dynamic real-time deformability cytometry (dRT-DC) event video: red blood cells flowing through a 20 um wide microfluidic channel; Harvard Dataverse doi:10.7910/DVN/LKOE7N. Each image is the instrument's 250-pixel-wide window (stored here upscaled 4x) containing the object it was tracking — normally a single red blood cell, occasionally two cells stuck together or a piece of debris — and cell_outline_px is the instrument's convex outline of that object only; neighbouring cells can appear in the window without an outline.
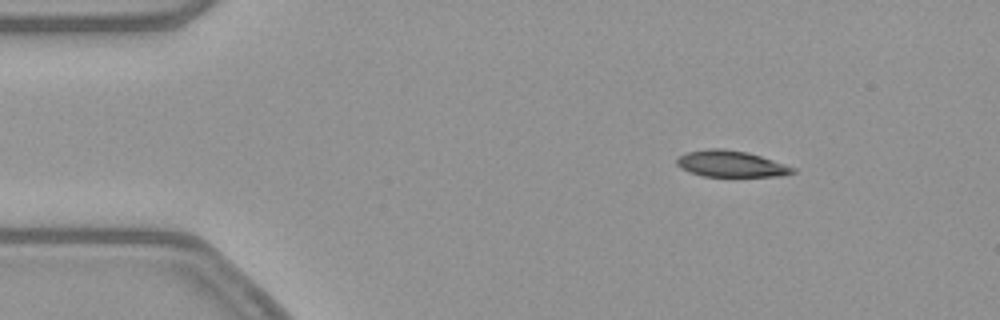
{"species": "common noctule bat (a hibernating species)", "species_latin": "Nyctalus noctula", "temperature_condition": "warm", "stored_images_in_passage": 52, "camera_frame_rate_fps": 3000, "um_per_image_px": 0.085, "animal": {"sex": "female", "body_mass_g": 21.9}, "frame": {"image": 1, "passage_image": 7, "time_ms": 2.0, "image_size_px": [1000, 320], "cell_outline_px": [[796, 172], [780, 176], [704, 176], [680, 168], [676, 164], [676, 160], [680, 156], [688, 152], [708, 148], [724, 148], [748, 152], [796, 168]], "centroid_in_image_um": [62.13, 13.92], "position_along_channel_um": 22.9, "area_um2": 17.63}}
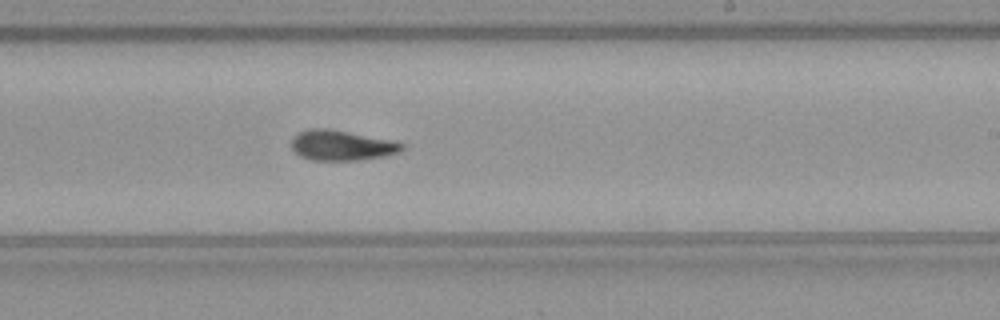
{"frame": {"image": 2, "passage_image": 31, "time_ms": 10.0, "image_size_px": [1000, 320], "cell_outline_px": [[404, 148], [400, 152], [384, 156], [360, 160], [308, 160], [300, 156], [292, 148], [292, 136], [308, 128], [328, 128], [392, 140], [404, 144]], "centroid_in_image_um": [29.03, 12.35], "position_along_channel_um": 260.0, "area_um2": 19.54}}
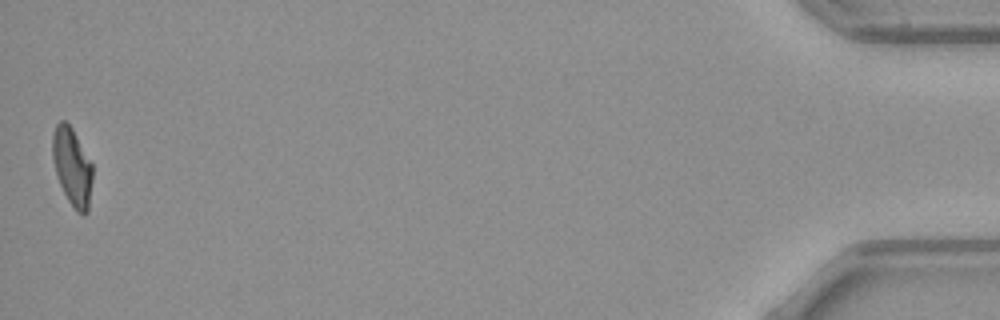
{"frame": {"image": 3, "passage_image": 52, "time_ms": 17.0, "image_size_px": [1000, 320], "cell_outline_px": [[92, 180], [88, 212], [84, 216], [76, 212], [68, 200], [60, 184], [56, 172], [52, 156], [52, 136], [56, 124], [60, 120], [64, 120], [72, 128], [92, 164]], "centroid_in_image_um": [6.13, 14.2], "position_along_channel_um": 429.1, "area_um2": 18.09}, "authors_computed_cell_mechanics": {"area_um2": 19.074, "velocity_mm_per_s": 3.8908, "shape_relaxation_time_tau1_ms": 8.3917, "shape_relaxation_time_tau2_ms": 1.8282, "deformation_change_tau1": 0.2234, "deformation_change_tau2": 0.0893}}